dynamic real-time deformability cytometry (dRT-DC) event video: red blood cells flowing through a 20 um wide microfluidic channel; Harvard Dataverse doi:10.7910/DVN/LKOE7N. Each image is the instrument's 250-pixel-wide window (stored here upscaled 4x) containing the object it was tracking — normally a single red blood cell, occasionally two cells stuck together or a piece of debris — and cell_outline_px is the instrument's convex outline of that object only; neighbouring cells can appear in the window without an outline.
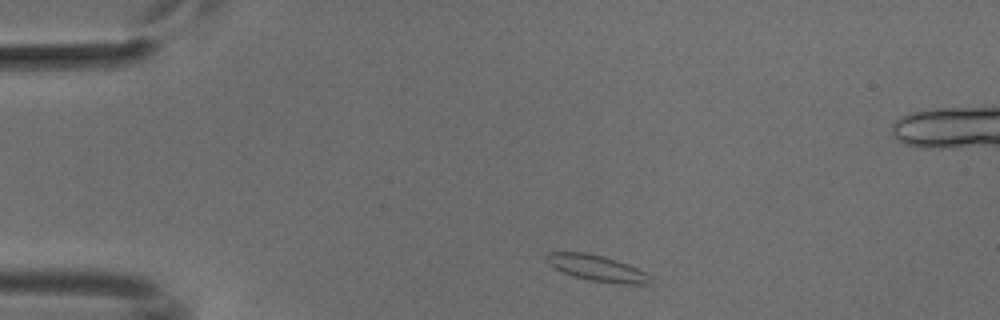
{"species": "common noctule bat (a hibernating species)", "species_latin": "Nyctalus noctula", "temperature_condition": "cold", "stored_images_in_passage": 5, "camera_frame_rate_fps": 3000, "um_per_image_px": 0.085, "animal": {"sex": "male", "body_mass_g": 18.8}, "frame": {"image": 1, "passage_image": 1, "time_ms": 0.0, "image_size_px": [1000, 320], "cell_outline_px": [[652, 284], [620, 284], [588, 280], [564, 272], [548, 264], [544, 256], [548, 252], [588, 252], [604, 256], [628, 264], [652, 276]], "centroid_in_image_um": [50.77, 22.79], "position_along_channel_um": 34.2, "area_um2": 15.78}}
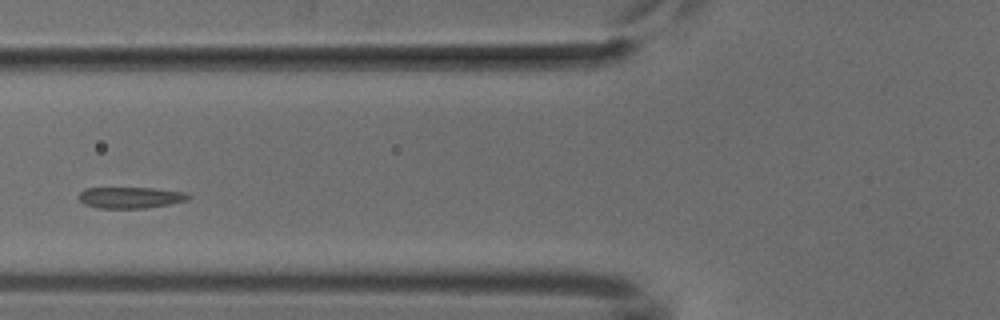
{"frame": {"image": 2, "passage_image": 4, "time_ms": 3.333, "image_size_px": [1000, 320], "cell_outline_px": [[192, 196], [188, 200], [148, 208], [96, 208], [84, 204], [80, 200], [80, 192], [84, 188], [152, 188], [184, 192]], "centroid_in_image_um": [11.09, 16.79], "position_along_channel_um": 114.7, "area_um2": 13.53}}
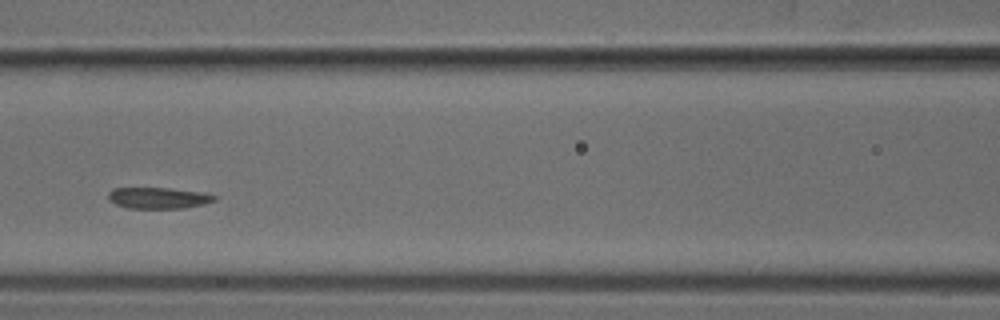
{"frame": {"image": 3, "passage_image": 5, "time_ms": 4.333, "image_size_px": [1000, 320], "cell_outline_px": [[216, 200], [204, 204], [184, 208], [128, 208], [116, 204], [108, 200], [108, 192], [112, 188], [168, 188], [204, 192], [216, 196]], "centroid_in_image_um": [13.46, 16.82], "position_along_channel_um": 153.1, "area_um2": 13.18}}